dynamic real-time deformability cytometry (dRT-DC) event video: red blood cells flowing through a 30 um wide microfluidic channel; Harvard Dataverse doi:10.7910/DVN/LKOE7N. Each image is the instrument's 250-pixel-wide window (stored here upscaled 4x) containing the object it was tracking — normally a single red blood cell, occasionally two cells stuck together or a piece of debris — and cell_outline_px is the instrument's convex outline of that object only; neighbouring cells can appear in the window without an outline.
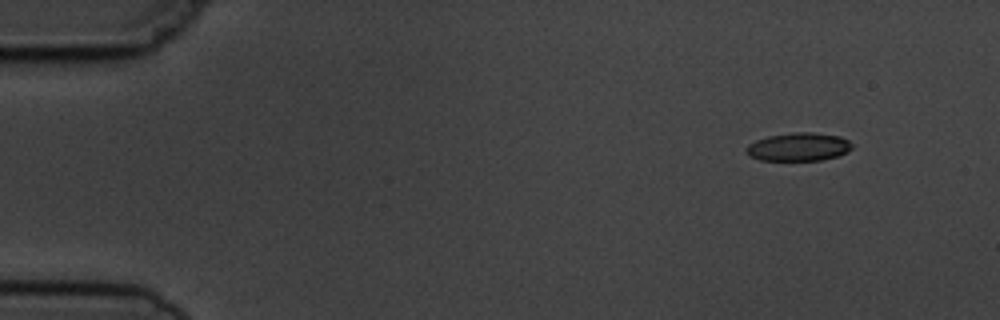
{"species": "common noctule bat (a hibernating species)", "species_latin": "Nyctalus noctula", "temperature_condition": "cold", "stored_images_in_passage": 4, "camera_frame_rate_fps": 3000, "um_per_image_px": 0.085, "animal": {"sex": "male", "body_mass_g": 19.5, "forearm_length_mm": 54.6}, "frame": {"image": 1, "passage_image": 1, "time_ms": 0.0, "image_size_px": [1000, 320], "cell_outline_px": [[852, 148], [848, 152], [836, 156], [820, 160], [760, 160], [748, 156], [744, 148], [748, 144], [756, 140], [768, 136], [792, 132], [812, 132], [840, 136], [848, 140], [852, 144]], "centroid_in_image_um": [67.85, 12.48], "position_along_channel_um": 17.1, "area_um2": 17.51}}